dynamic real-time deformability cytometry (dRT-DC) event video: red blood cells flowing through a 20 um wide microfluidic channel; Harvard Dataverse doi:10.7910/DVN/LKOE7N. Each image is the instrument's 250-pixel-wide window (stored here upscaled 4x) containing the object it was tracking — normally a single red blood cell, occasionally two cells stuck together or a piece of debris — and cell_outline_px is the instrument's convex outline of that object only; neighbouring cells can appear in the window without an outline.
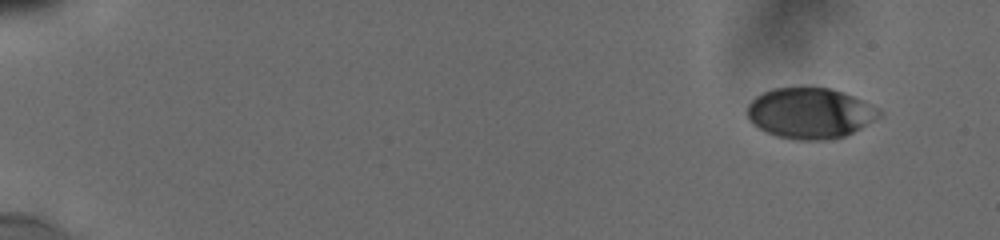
{"species": "human", "species_latin": "Homo sapiens", "temperature_condition": "cold", "stored_images_in_passage": 46, "camera_frame_rate_fps": 3000, "um_per_image_px": 0.085, "donor": {"sex": "male"}, "frame": {"image": 1, "passage_image": 1, "time_ms": 0.0, "image_size_px": [1000, 240], "cell_outline_px": [[880, 112], [876, 116], [852, 132], [844, 136], [828, 140], [796, 140], [776, 136], [760, 128], [748, 116], [748, 104], [756, 96], [772, 88], [828, 88], [852, 96], [880, 108]], "centroid_in_image_um": [68.81, 9.62], "position_along_channel_um": 16.2, "area_um2": 38.03}}
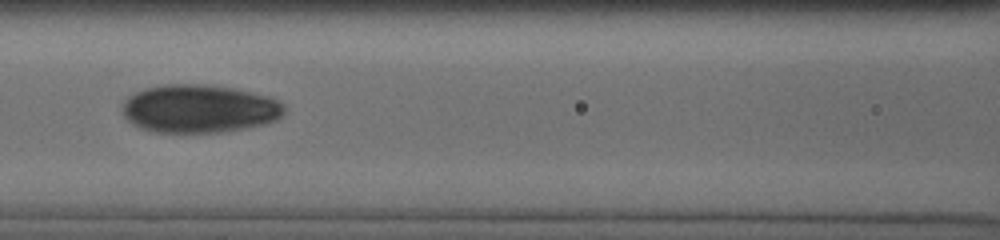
{"frame": {"image": 2, "passage_image": 42, "time_ms": 7.667, "image_size_px": [1000, 240], "cell_outline_px": [[284, 112], [276, 120], [264, 124], [224, 132], [152, 132], [140, 128], [132, 124], [124, 116], [124, 100], [128, 96], [144, 88], [164, 84], [204, 84], [232, 88], [268, 96], [276, 100], [284, 108]], "centroid_in_image_um": [16.9, 9.24], "position_along_channel_um": 149.7, "area_um2": 45.26}}
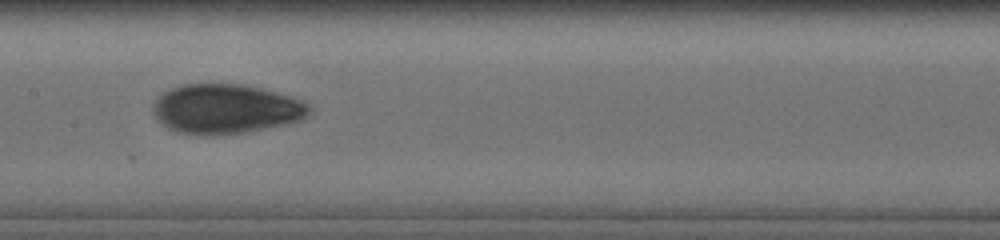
{"frame": {"image": 3, "passage_image": 45, "time_ms": 8.667, "image_size_px": [1000, 240], "cell_outline_px": [[308, 112], [300, 120], [288, 124], [240, 132], [212, 136], [200, 136], [176, 132], [168, 128], [156, 120], [152, 112], [152, 108], [156, 100], [164, 92], [172, 88], [184, 84], [244, 84], [292, 96], [308, 104]], "centroid_in_image_um": [19.13, 9.27], "position_along_channel_um": 188.3, "area_um2": 45.03}}